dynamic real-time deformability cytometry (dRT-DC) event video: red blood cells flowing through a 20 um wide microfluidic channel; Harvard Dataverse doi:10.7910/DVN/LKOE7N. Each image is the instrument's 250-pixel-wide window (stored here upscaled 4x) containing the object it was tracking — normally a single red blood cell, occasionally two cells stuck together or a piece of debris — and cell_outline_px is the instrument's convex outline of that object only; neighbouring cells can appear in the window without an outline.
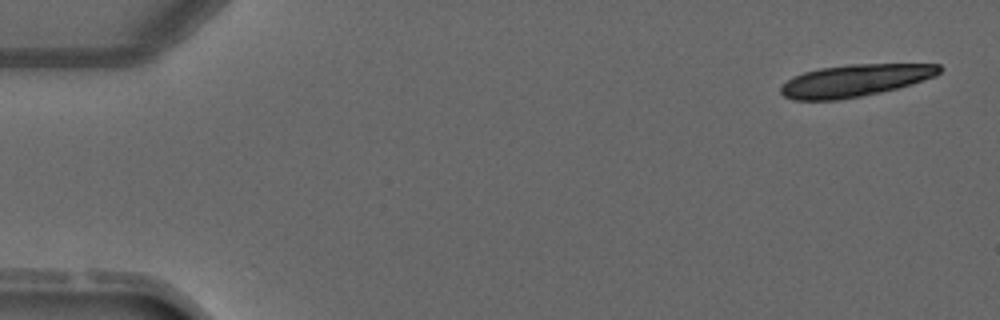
{"species": "common noctule bat (a hibernating species)", "species_latin": "Nyctalus noctula", "temperature_condition": "warm", "stored_images_in_passage": 4, "camera_frame_rate_fps": 3000, "um_per_image_px": 0.085, "animal": {"sex": "male", "forearm_length_mm": 52.5}, "frame": {"image": 1, "passage_image": 1, "time_ms": 0.0, "image_size_px": [1000, 320], "cell_outline_px": [[944, 68], [936, 76], [912, 84], [880, 92], [860, 96], [836, 100], [792, 100], [784, 96], [780, 92], [780, 88], [792, 76], [804, 72], [820, 68], [848, 64], [940, 64]], "centroid_in_image_um": [72.68, 6.84], "position_along_channel_um": 12.3, "area_um2": 29.71}}
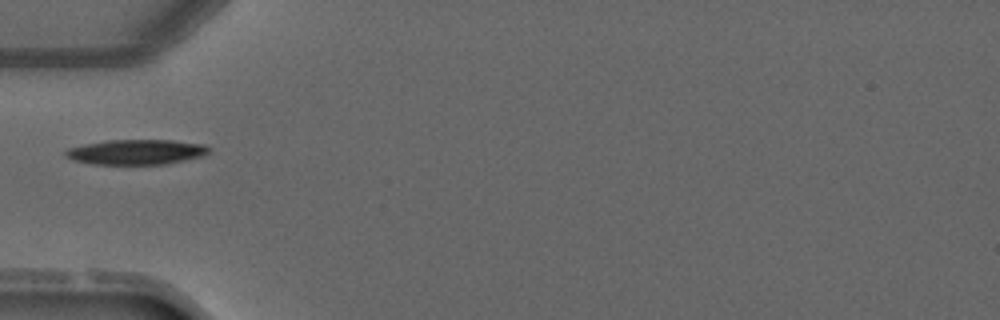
{"frame": {"image": 2, "passage_image": 4, "time_ms": 4.333, "image_size_px": [1000, 320], "cell_outline_px": [[212, 152], [204, 156], [164, 164], [92, 164], [72, 160], [64, 156], [64, 152], [68, 148], [84, 144], [108, 140], [172, 140], [204, 144], [212, 148]], "centroid_in_image_um": [11.61, 12.92], "position_along_channel_um": 73.4, "area_um2": 21.15}}